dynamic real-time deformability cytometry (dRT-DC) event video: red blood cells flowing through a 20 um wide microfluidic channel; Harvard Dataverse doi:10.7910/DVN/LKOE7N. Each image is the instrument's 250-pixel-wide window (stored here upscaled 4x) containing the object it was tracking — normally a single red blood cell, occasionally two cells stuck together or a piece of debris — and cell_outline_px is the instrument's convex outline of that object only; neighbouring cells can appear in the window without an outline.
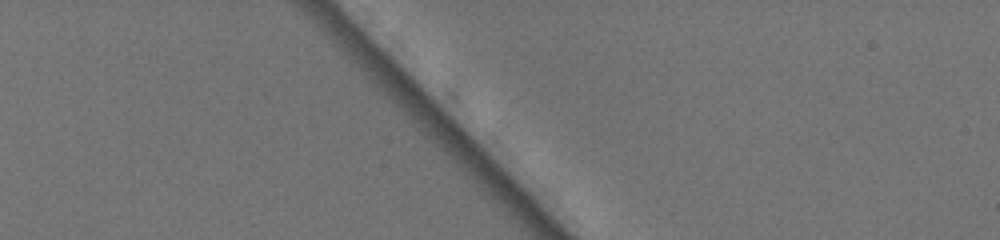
{"species": "common noctule bat (a hibernating species)", "species_latin": "Nyctalus noctula", "temperature_condition": "warm", "stored_images_in_passage": 2, "camera_frame_rate_fps": 3000, "um_per_image_px": 0.085, "animal": {"sex": "female", "body_mass_g": 19.5, "forearm_length_mm": 54.1}, "frame": {"image": 1, "passage_image": 1, "time_ms": 0.0, "image_size_px": [1000, 240], "cell_outline_px": [[596, 136], [592, 140], [572, 120], [540, 84], [524, 60], [524, 48], [536, 56], [592, 108]], "centroid_in_image_um": [47.83, 8.06], "position_along_channel_um": 37.2, "area_um2": 13.47}}